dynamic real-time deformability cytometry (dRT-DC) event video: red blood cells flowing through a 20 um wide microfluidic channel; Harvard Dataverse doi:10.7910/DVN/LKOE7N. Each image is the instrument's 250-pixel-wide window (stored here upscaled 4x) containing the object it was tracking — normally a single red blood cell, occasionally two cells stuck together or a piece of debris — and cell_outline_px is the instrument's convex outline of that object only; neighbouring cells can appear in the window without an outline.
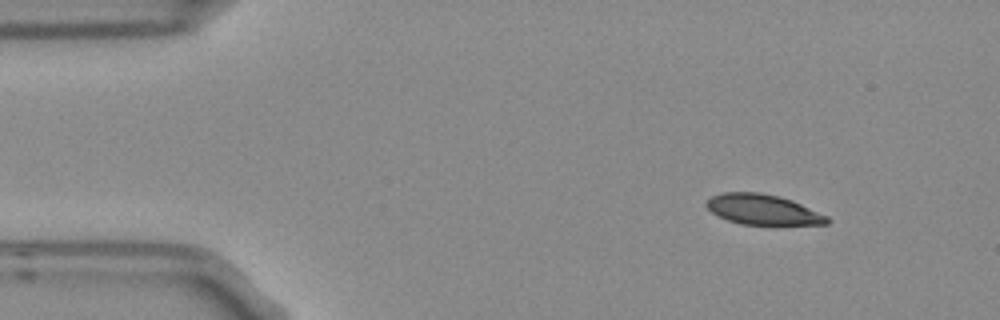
{"species": "Egyptian fruit bat (a non-hibernating species)", "species_latin": "Rousettus aegyptiacus", "temperature_condition": "room temperature", "stored_images_in_passage": 6, "camera_frame_rate_fps": 3000, "um_per_image_px": 0.085, "frame": {"image": 1, "passage_image": 1, "time_ms": 0.0, "image_size_px": [1000, 320], "cell_outline_px": [[832, 220], [828, 224], [740, 224], [728, 220], [712, 212], [704, 204], [712, 196], [724, 192], [760, 192], [780, 196], [792, 200], [828, 216]], "centroid_in_image_um": [64.86, 17.8], "position_along_channel_um": 20.1, "area_um2": 21.15}}
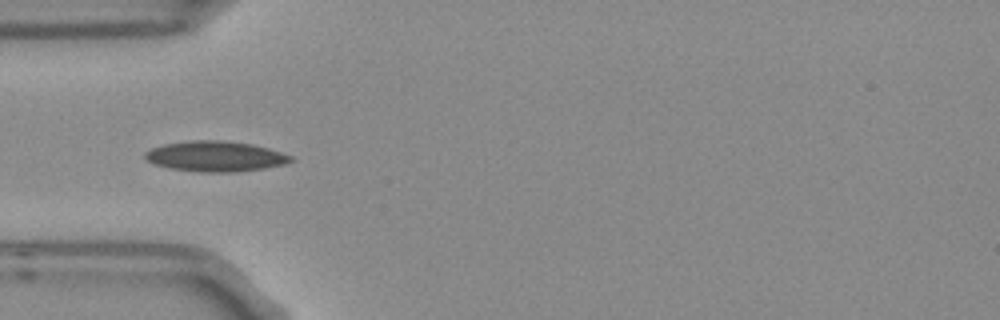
{"frame": {"image": 2, "passage_image": 4, "time_ms": 1.0, "image_size_px": [1000, 320], "cell_outline_px": [[292, 160], [284, 164], [264, 168], [236, 172], [200, 172], [168, 168], [152, 164], [144, 156], [144, 152], [152, 148], [164, 144], [192, 140], [220, 140], [252, 144], [268, 148], [292, 156]], "centroid_in_image_um": [18.27, 13.29], "position_along_channel_um": 66.7, "area_um2": 25.78}}
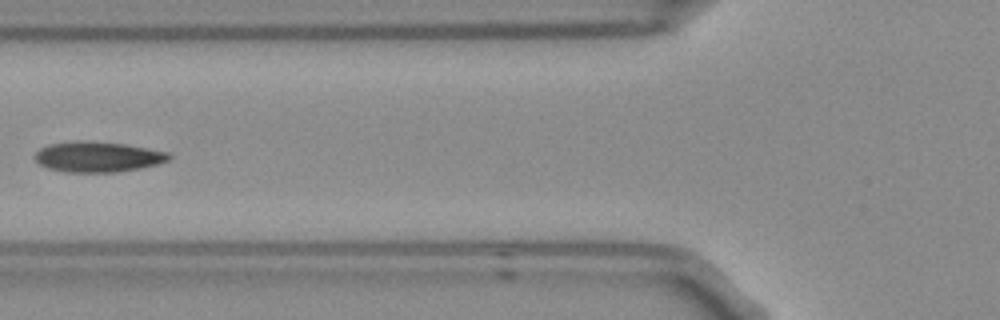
{"frame": {"image": 3, "passage_image": 5, "time_ms": 1.333, "image_size_px": [1000, 320], "cell_outline_px": [[172, 156], [168, 160], [156, 164], [116, 172], [68, 172], [48, 168], [40, 164], [36, 160], [36, 152], [40, 148], [48, 144], [80, 140], [124, 144], [148, 148], [168, 152]], "centroid_in_image_um": [8.29, 13.32], "position_along_channel_um": 117.5, "area_um2": 23.47}}